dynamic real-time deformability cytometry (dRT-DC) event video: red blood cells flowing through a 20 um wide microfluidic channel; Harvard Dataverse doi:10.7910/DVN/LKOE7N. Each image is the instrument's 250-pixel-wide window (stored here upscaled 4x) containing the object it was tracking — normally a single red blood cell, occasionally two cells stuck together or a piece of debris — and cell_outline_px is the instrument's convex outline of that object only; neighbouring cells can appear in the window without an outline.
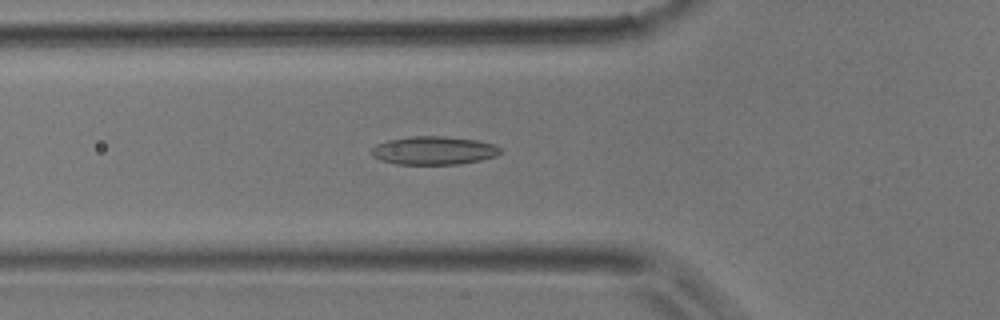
{"species": "common noctule bat (a hibernating species)", "species_latin": "Nyctalus noctula", "temperature_condition": "room temperature", "stored_images_in_passage": 46, "camera_frame_rate_fps": 3000, "um_per_image_px": 0.085, "animal": {"sex": "male", "body_mass_g": 17.9}, "frame": {"image": 1, "passage_image": 16, "time_ms": 5.0, "image_size_px": [1000, 320], "cell_outline_px": [[500, 152], [496, 156], [480, 160], [460, 164], [396, 164], [380, 160], [372, 156], [372, 148], [376, 144], [388, 140], [408, 136], [444, 136], [476, 140], [496, 144], [500, 148]], "centroid_in_image_um": [36.86, 12.79], "position_along_channel_um": 88.9, "area_um2": 21.33}}
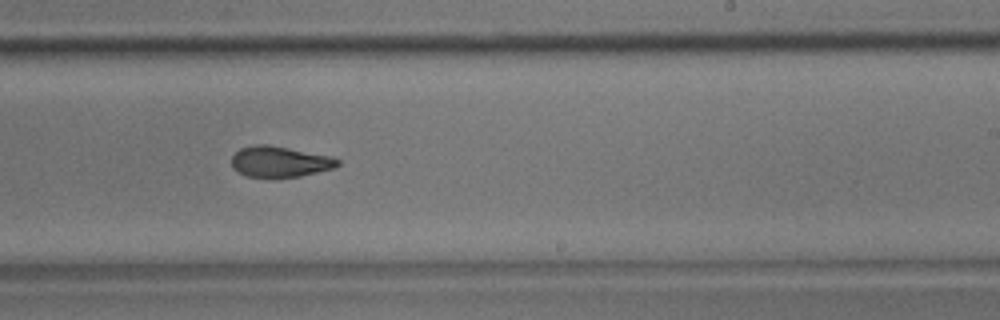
{"frame": {"image": 2, "passage_image": 28, "time_ms": 9.0, "image_size_px": [1000, 320], "cell_outline_px": [[340, 164], [336, 168], [300, 176], [244, 176], [236, 172], [232, 168], [232, 156], [240, 148], [256, 144], [268, 144], [332, 156], [340, 160]], "centroid_in_image_um": [23.79, 13.73], "position_along_channel_um": 265.2, "area_um2": 19.07}}
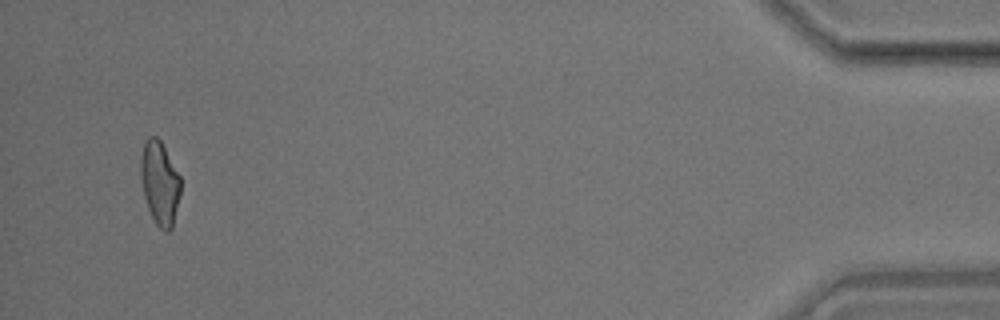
{"frame": {"image": 3, "passage_image": 44, "time_ms": 14.333, "image_size_px": [1000, 320], "cell_outline_px": [[180, 196], [172, 228], [168, 232], [164, 232], [156, 224], [148, 208], [144, 196], [140, 176], [140, 160], [144, 144], [148, 136], [156, 136], [160, 140], [180, 176]], "centroid_in_image_um": [13.57, 15.57], "position_along_channel_um": 421.6, "area_um2": 19.36}}